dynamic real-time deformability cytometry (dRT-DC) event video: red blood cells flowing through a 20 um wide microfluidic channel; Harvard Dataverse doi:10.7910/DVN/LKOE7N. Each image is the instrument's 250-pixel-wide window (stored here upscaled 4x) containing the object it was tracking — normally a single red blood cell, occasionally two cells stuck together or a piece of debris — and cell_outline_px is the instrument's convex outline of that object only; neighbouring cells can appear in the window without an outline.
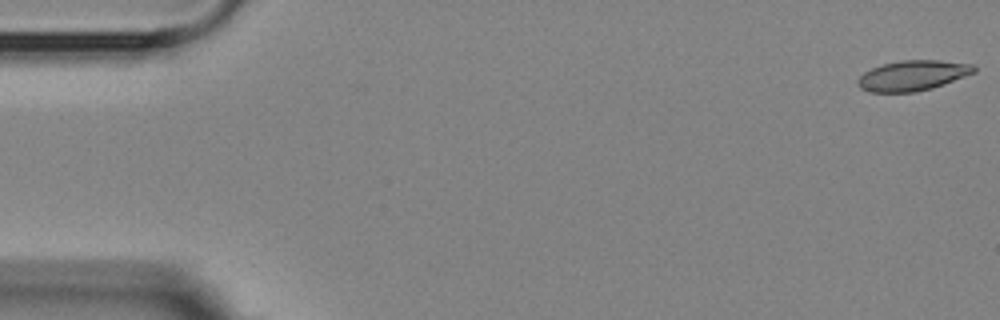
{"species": "Egyptian fruit bat (a non-hibernating species)", "species_latin": "Rousettus aegyptiacus", "temperature_condition": "room temperature", "stored_images_in_passage": 6, "camera_frame_rate_fps": 3000, "um_per_image_px": 0.085, "animal": {"sex": "female"}, "frame": {"image": 1, "passage_image": 1, "time_ms": 0.0, "image_size_px": [1000, 320], "cell_outline_px": [[976, 72], [944, 84], [932, 88], [916, 92], [872, 92], [860, 88], [856, 84], [856, 80], [864, 72], [872, 68], [884, 64], [900, 60], [940, 60], [972, 64], [976, 68]], "centroid_in_image_um": [77.57, 6.42], "position_along_channel_um": 7.4, "area_um2": 20.52}}
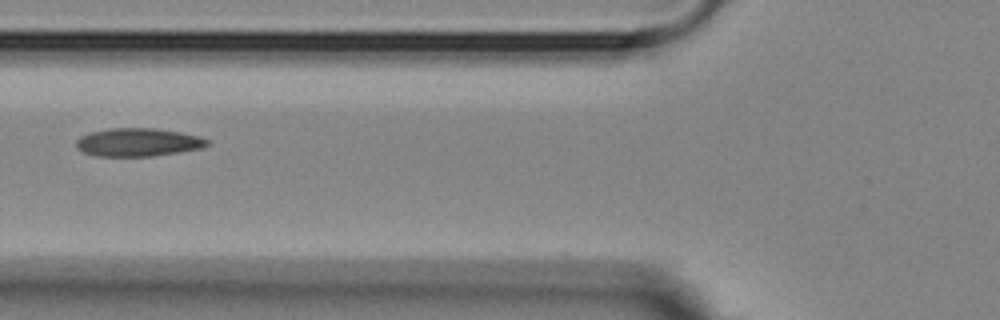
{"frame": {"image": 2, "passage_image": 6, "time_ms": 6.667, "image_size_px": [1000, 320], "cell_outline_px": [[208, 144], [200, 148], [180, 152], [152, 156], [96, 156], [84, 152], [76, 148], [76, 140], [80, 136], [92, 132], [108, 128], [156, 128], [180, 132], [200, 136], [208, 140]], "centroid_in_image_um": [11.72, 12.09], "position_along_channel_um": 114.1, "area_um2": 21.5}}